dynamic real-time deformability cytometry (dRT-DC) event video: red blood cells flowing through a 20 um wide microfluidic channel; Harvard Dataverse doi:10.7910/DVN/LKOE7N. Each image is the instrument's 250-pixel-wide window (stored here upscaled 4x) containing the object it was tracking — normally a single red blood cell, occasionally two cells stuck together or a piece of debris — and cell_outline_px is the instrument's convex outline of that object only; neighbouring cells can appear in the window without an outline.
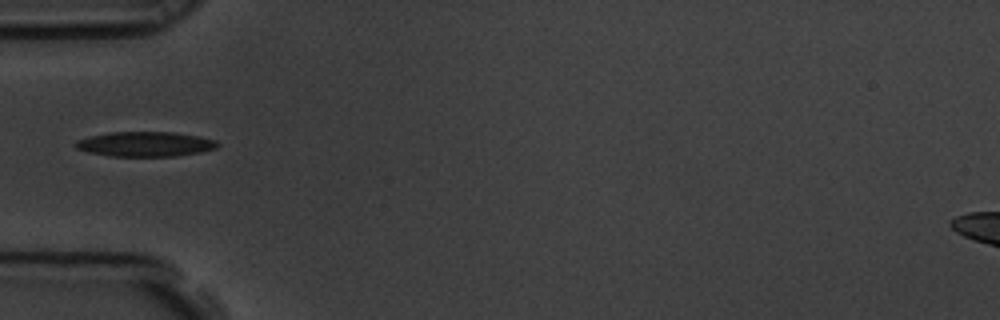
{"species": "common noctule bat (a hibernating species)", "species_latin": "Nyctalus noctula", "temperature_condition": "room temperature", "stored_images_in_passage": 7, "camera_frame_rate_fps": 3000, "um_per_image_px": 0.085, "animal": {"sex": "male", "body_mass_g": 19.5, "forearm_length_mm": 54.6}, "frame": {"image": 1, "passage_image": 5, "time_ms": 1.333, "image_size_px": [1000, 320], "cell_outline_px": [[220, 144], [216, 148], [200, 152], [176, 156], [108, 156], [88, 152], [76, 148], [76, 140], [88, 136], [108, 132], [172, 132], [200, 136], [216, 140]], "centroid_in_image_um": [12.34, 12.24], "position_along_channel_um": 72.7, "area_um2": 20.63}}
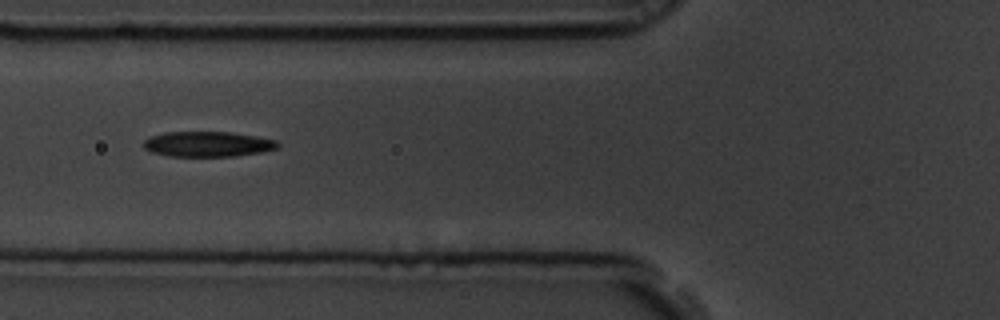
{"frame": {"image": 2, "passage_image": 6, "time_ms": 1.667, "image_size_px": [1000, 320], "cell_outline_px": [[280, 148], [260, 152], [236, 156], [168, 156], [152, 152], [144, 148], [144, 140], [152, 136], [164, 132], [228, 132], [256, 136], [276, 140], [280, 144]], "centroid_in_image_um": [17.68, 12.25], "position_along_channel_um": 108.1, "area_um2": 19.71}}
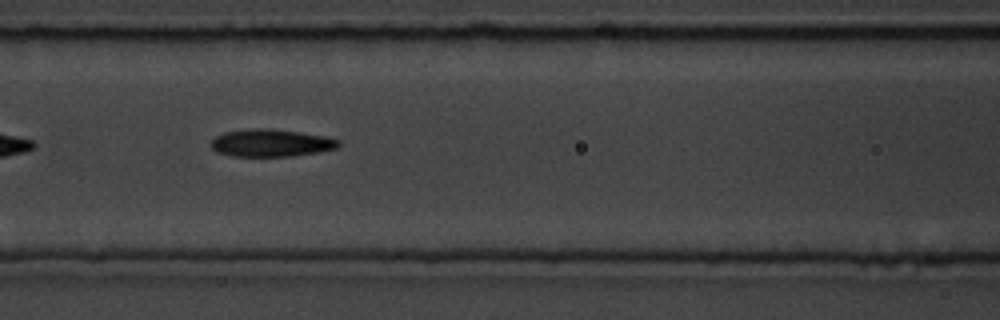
{"frame": {"image": 3, "passage_image": 7, "time_ms": 2.0, "image_size_px": [1000, 320], "cell_outline_px": [[340, 144], [336, 148], [316, 152], [292, 156], [232, 156], [216, 152], [212, 148], [212, 140], [216, 136], [224, 132], [252, 128], [268, 128], [300, 132], [328, 136], [340, 140]], "centroid_in_image_um": [23.04, 12.14], "position_along_channel_um": 143.6, "area_um2": 20.4}}